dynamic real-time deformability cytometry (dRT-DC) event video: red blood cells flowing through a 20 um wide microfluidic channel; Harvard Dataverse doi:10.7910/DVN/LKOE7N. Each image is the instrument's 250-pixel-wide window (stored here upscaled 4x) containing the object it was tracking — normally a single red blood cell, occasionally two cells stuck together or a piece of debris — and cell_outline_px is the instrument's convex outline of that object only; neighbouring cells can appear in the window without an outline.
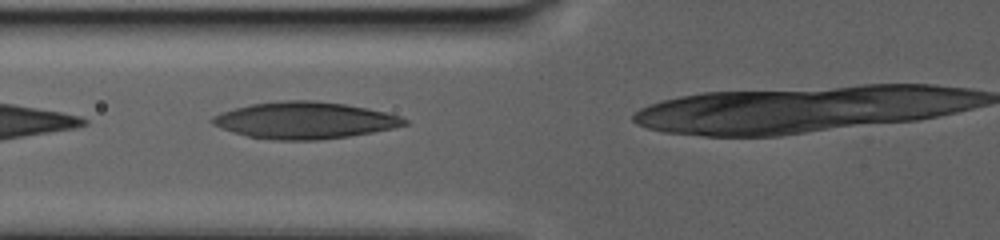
{"species": "human", "species_latin": "Homo sapiens", "temperature_condition": "warm", "stored_images_in_passage": 39, "camera_frame_rate_fps": 3000, "um_per_image_px": 0.085, "donor": {"sex": "male"}, "frame": {"image": 1, "passage_image": 3, "time_ms": 1.333, "image_size_px": [1000, 240], "cell_outline_px": [[408, 124], [392, 128], [372, 132], [348, 136], [320, 140], [272, 140], [248, 136], [232, 132], [212, 124], [208, 120], [212, 116], [220, 112], [252, 104], [284, 100], [312, 100], [344, 104], [368, 108], [388, 112], [400, 116], [408, 120]], "centroid_in_image_um": [25.89, 10.23], "position_along_channel_um": 99.9, "area_um2": 41.15}}
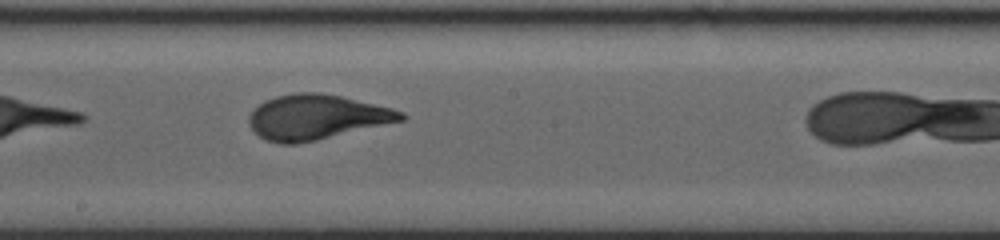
{"frame": {"image": 2, "passage_image": 14, "time_ms": 6.333, "image_size_px": [1000, 240], "cell_outline_px": [[408, 116], [404, 120], [316, 140], [292, 144], [280, 144], [264, 140], [248, 124], [248, 116], [264, 100], [276, 96], [296, 92], [320, 92], [340, 96], [392, 108], [404, 112]], "centroid_in_image_um": [26.9, 9.95], "position_along_channel_um": 221.3, "area_um2": 39.59}}
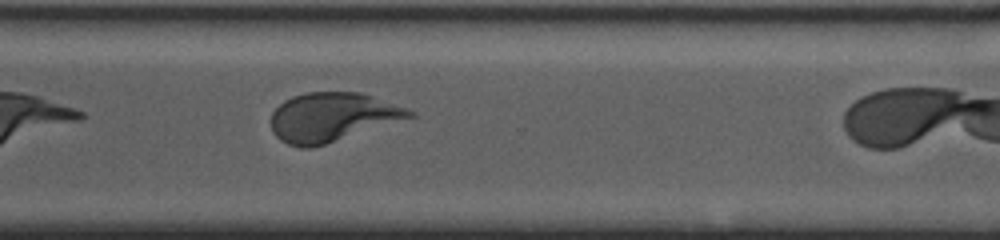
{"frame": {"image": 3, "passage_image": 28, "time_ms": 11.333, "image_size_px": [1000, 240], "cell_outline_px": [[416, 116], [312, 148], [300, 148], [288, 144], [280, 140], [272, 132], [272, 112], [284, 100], [292, 96], [304, 92], [360, 92], [408, 108], [416, 112]], "centroid_in_image_um": [28.24, 9.95], "position_along_channel_um": 342.4, "area_um2": 39.48}}